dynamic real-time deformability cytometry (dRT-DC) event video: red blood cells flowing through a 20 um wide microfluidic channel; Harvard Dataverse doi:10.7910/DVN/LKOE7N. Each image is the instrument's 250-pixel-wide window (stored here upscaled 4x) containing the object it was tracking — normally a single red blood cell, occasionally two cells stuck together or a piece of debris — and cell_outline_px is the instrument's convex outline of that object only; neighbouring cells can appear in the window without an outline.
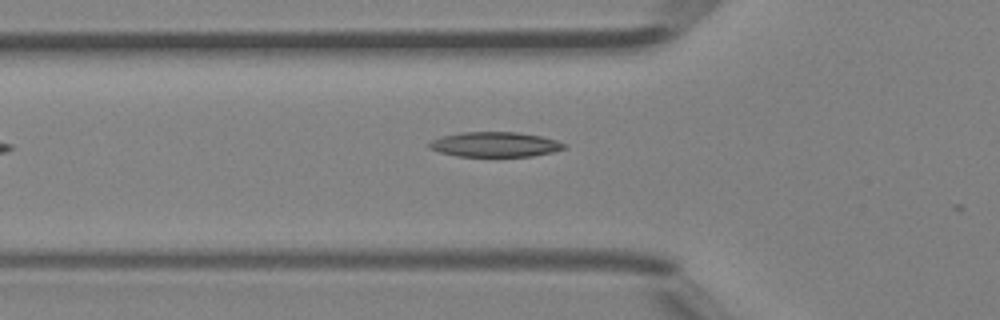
{"species": "Egyptian fruit bat (a non-hibernating species)", "species_latin": "Rousettus aegyptiacus", "temperature_condition": "room temperature", "stored_images_in_passage": 5, "camera_frame_rate_fps": 3000, "um_per_image_px": 0.085, "animal": {"sex": "female"}, "frame": {"image": 1, "passage_image": 5, "time_ms": 1.333, "image_size_px": [1000, 320], "cell_outline_px": [[568, 144], [564, 148], [552, 152], [532, 156], [456, 156], [440, 152], [428, 148], [428, 144], [432, 140], [440, 136], [460, 132], [516, 132], [540, 136], [556, 140]], "centroid_in_image_um": [42.04, 12.27], "position_along_channel_um": 83.8, "area_um2": 19.59}}